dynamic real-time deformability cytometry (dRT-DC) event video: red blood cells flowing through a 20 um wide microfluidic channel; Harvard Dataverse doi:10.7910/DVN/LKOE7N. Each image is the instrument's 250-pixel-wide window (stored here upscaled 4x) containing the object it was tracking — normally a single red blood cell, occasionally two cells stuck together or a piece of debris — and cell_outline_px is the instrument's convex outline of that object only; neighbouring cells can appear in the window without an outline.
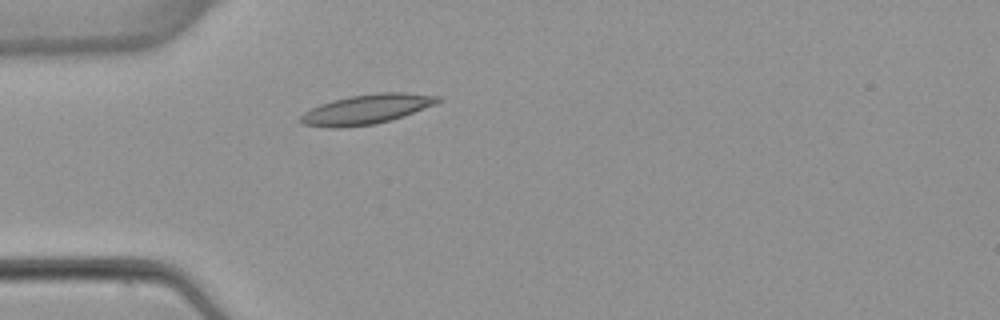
{"species": "common noctule bat (a hibernating species)", "species_latin": "Nyctalus noctula", "temperature_condition": "warm", "stored_images_in_passage": 1, "camera_frame_rate_fps": 3000, "um_per_image_px": 0.085, "animal": {"sex": "female", "body_mass_g": 22.7, "forearm_length_mm": 54.2}, "frame": {"image": 1, "passage_image": 1, "time_ms": 0.0, "image_size_px": [1000, 320], "cell_outline_px": [[444, 100], [436, 104], [404, 116], [376, 124], [340, 128], [328, 128], [304, 124], [296, 120], [304, 112], [320, 104], [332, 100], [352, 96], [380, 92], [404, 92], [440, 96]], "centroid_in_image_um": [31.17, 9.29], "position_along_channel_um": 53.8, "area_um2": 23.93}}